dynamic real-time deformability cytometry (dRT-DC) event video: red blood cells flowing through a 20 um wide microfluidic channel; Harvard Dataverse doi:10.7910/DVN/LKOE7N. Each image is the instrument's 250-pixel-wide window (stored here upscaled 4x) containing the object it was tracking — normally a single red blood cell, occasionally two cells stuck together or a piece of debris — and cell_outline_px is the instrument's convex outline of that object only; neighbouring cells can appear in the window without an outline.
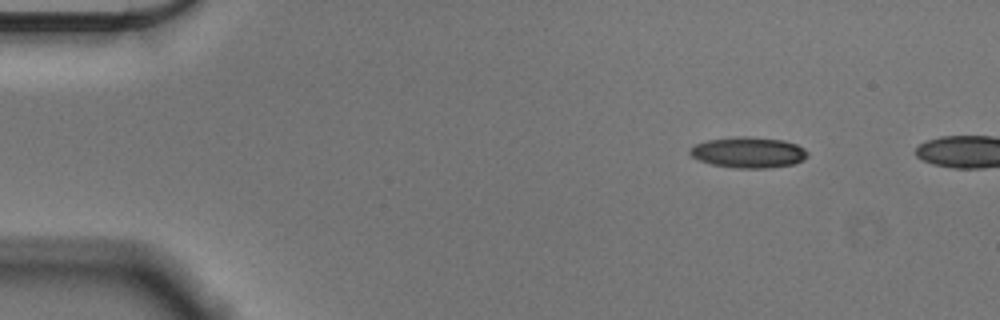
{"species": "Egyptian fruit bat (a non-hibernating species)", "species_latin": "Rousettus aegyptiacus", "temperature_condition": "cold", "stored_images_in_passage": 4, "camera_frame_rate_fps": 3000, "um_per_image_px": 0.085, "animal": {"sex": "male"}, "frame": {"image": 1, "passage_image": 1, "time_ms": 0.0, "image_size_px": [1000, 320], "cell_outline_px": [[808, 156], [804, 160], [792, 164], [768, 168], [736, 168], [712, 164], [700, 160], [692, 156], [688, 152], [688, 148], [696, 144], [708, 140], [736, 136], [748, 136], [784, 140], [796, 144], [804, 148], [808, 152]], "centroid_in_image_um": [63.62, 12.95], "position_along_channel_um": 21.4, "area_um2": 21.21}}